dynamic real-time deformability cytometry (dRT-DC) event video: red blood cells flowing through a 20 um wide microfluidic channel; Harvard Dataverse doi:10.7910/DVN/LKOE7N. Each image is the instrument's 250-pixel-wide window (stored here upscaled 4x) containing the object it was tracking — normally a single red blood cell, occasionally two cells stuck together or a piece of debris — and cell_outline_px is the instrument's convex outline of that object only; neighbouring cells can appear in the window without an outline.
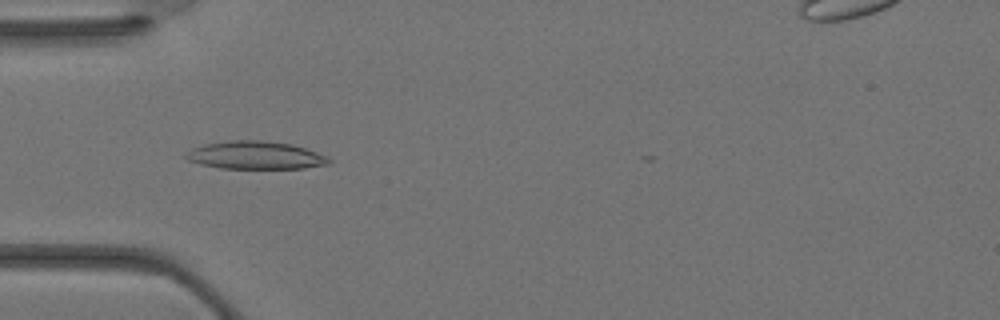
{"species": "Egyptian fruit bat (a non-hibernating species)", "species_latin": "Rousettus aegyptiacus", "temperature_condition": "warm", "stored_images_in_passage": 7, "camera_frame_rate_fps": 3000, "um_per_image_px": 0.085, "animal": {"sex": "female"}, "frame": {"image": 1, "passage_image": 2, "time_ms": 0.333, "image_size_px": [1000, 320], "cell_outline_px": [[332, 160], [328, 164], [304, 168], [220, 168], [200, 164], [188, 160], [184, 156], [192, 148], [204, 144], [232, 140], [260, 140], [292, 144], [328, 156]], "centroid_in_image_um": [21.71, 13.19], "position_along_channel_um": 63.3, "area_um2": 23.12}}